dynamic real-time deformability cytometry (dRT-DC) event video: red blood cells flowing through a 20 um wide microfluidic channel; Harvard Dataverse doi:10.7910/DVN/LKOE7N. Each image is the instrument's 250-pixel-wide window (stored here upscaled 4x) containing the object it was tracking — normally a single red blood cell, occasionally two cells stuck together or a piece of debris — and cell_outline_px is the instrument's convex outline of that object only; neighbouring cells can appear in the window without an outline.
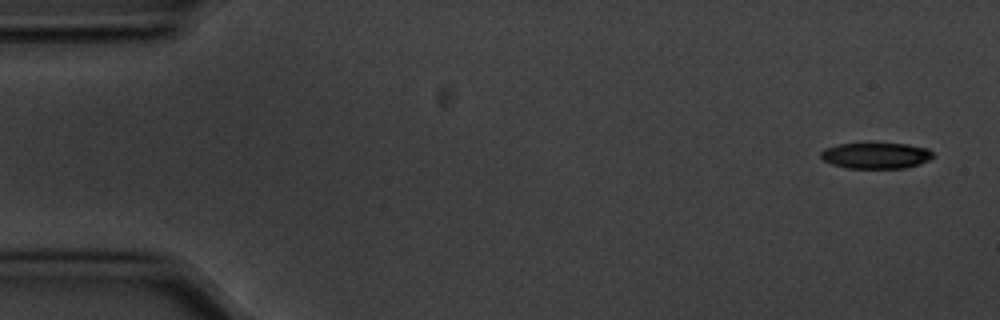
{"species": "common noctule bat (a hibernating species)", "species_latin": "Nyctalus noctula", "temperature_condition": "cold", "stored_images_in_passage": 5, "segment_of_instrument_passage": [1, 2], "camera_frame_rate_fps": 3000, "um_per_image_px": 0.085, "animal": {"sex": "male", "body_mass_g": 20.1, "forearm_length_mm": 53.5}, "frame": {"image": 1, "passage_image": 1, "time_ms": 0.0, "image_size_px": [1000, 320], "cell_outline_px": [[932, 156], [928, 160], [920, 164], [904, 168], [848, 168], [832, 164], [824, 160], [820, 156], [820, 152], [824, 148], [840, 144], [864, 140], [872, 140], [908, 144], [928, 148], [932, 152]], "centroid_in_image_um": [74.43, 13.16], "position_along_channel_um": 10.6, "area_um2": 17.92}}
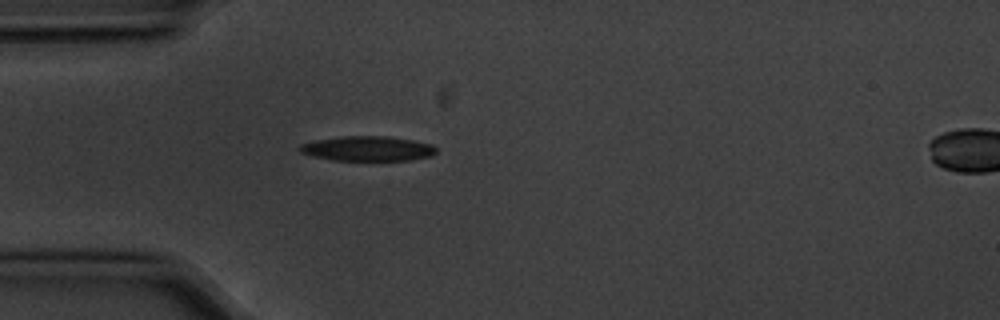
{"frame": {"image": 2, "passage_image": 4, "time_ms": 1.0, "image_size_px": [1000, 320], "cell_outline_px": [[436, 152], [432, 156], [408, 160], [332, 160], [312, 156], [300, 152], [296, 148], [300, 144], [312, 140], [344, 136], [388, 136], [412, 140], [432, 144], [436, 148]], "centroid_in_image_um": [31.2, 12.62], "position_along_channel_um": 53.8, "area_um2": 19.88}}